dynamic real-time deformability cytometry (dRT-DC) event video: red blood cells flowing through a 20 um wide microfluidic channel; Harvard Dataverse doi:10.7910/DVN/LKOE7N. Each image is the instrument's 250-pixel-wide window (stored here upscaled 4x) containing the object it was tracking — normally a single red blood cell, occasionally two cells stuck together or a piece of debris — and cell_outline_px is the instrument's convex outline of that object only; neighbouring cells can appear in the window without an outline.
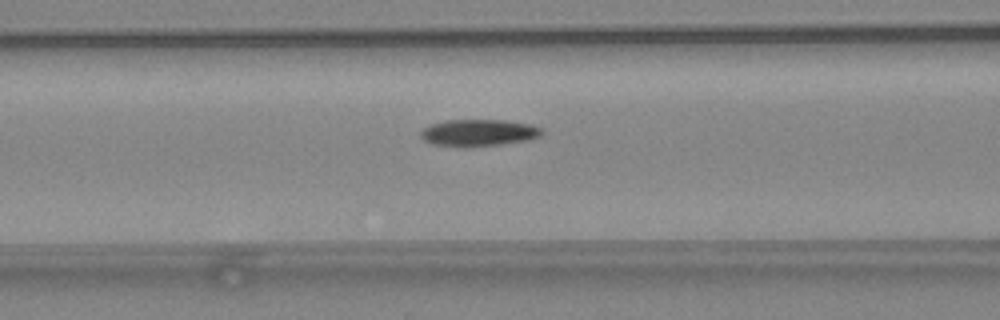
{"species": "common noctule bat (a hibernating species)", "species_latin": "Nyctalus noctula", "temperature_condition": "warm", "stored_images_in_passage": 24, "camera_frame_rate_fps": 3000, "um_per_image_px": 0.085, "animal": {"sex": "female", "body_mass_g": 24.6, "forearm_length_mm": 56.2}, "frame": {"image": 1, "passage_image": 9, "time_ms": 2.667, "image_size_px": [1000, 320], "cell_outline_px": [[544, 132], [540, 136], [528, 140], [500, 144], [468, 148], [460, 148], [432, 144], [424, 140], [420, 136], [420, 132], [424, 128], [432, 124], [448, 120], [504, 120], [528, 124], [544, 128]], "centroid_in_image_um": [40.68, 11.3], "position_along_channel_um": 125.9, "area_um2": 19.19}}
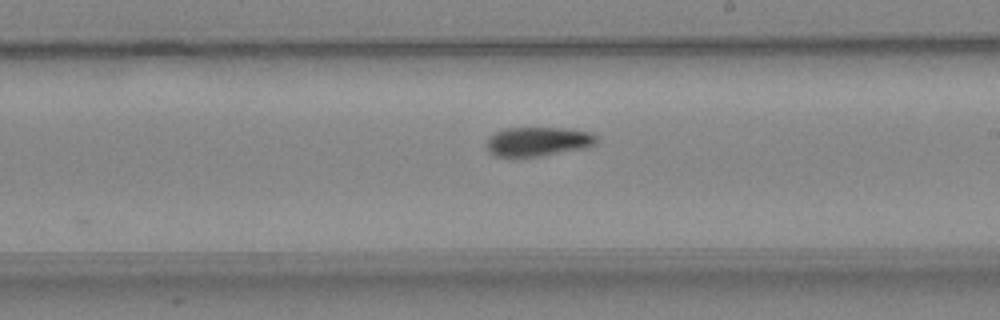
{"frame": {"image": 2, "passage_image": 17, "time_ms": 5.333, "image_size_px": [1000, 320], "cell_outline_px": [[596, 144], [588, 148], [540, 156], [512, 160], [496, 156], [488, 152], [488, 140], [496, 132], [504, 128], [564, 128], [588, 132], [596, 136]], "centroid_in_image_um": [45.7, 12.08], "position_along_channel_um": 243.3, "area_um2": 19.13}}
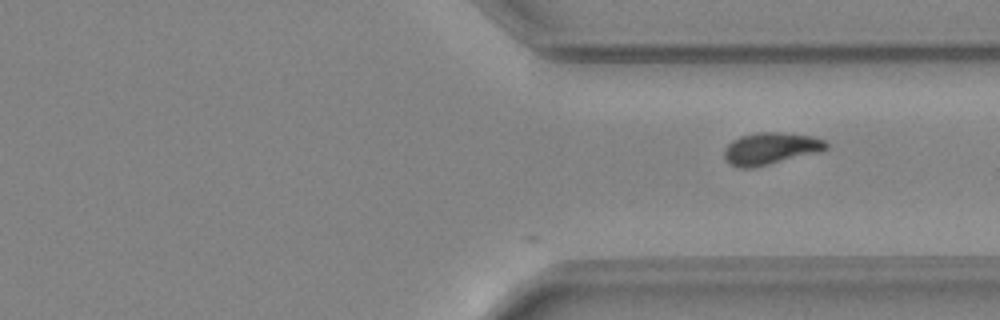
{"frame": {"image": 3, "passage_image": 24, "time_ms": 7.667, "image_size_px": [1000, 320], "cell_outline_px": [[828, 148], [820, 152], [752, 168], [740, 168], [728, 164], [724, 160], [724, 148], [732, 140], [740, 136], [756, 132], [784, 132], [812, 136], [824, 140], [828, 144]], "centroid_in_image_um": [65.47, 12.62], "position_along_channel_um": 345.9, "area_um2": 19.25}}